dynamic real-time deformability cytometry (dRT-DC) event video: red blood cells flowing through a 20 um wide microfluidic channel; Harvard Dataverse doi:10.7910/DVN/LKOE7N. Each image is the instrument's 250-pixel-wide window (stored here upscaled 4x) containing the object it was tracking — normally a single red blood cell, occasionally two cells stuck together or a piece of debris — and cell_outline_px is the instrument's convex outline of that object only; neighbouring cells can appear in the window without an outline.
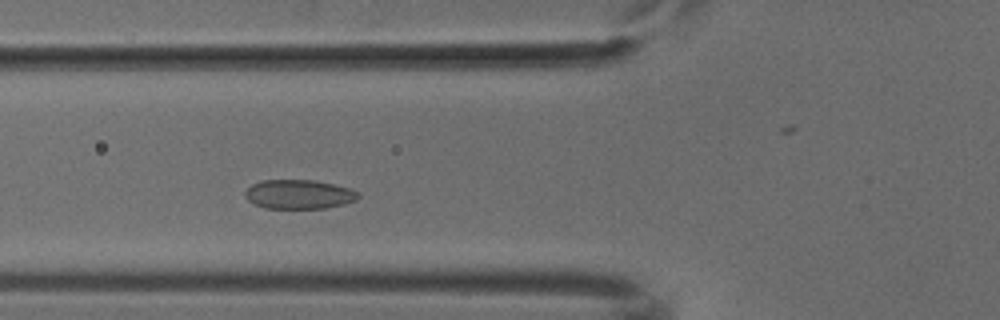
{"species": "common noctule bat (a hibernating species)", "species_latin": "Nyctalus noctula", "temperature_condition": "cold", "stored_images_in_passage": 45, "camera_frame_rate_fps": 3000, "um_per_image_px": 0.085, "animal": {"sex": "male", "body_mass_g": 18.8}, "frame": {"image": 1, "passage_image": 11, "time_ms": 3.333, "image_size_px": [1000, 320], "cell_outline_px": [[360, 196], [356, 200], [344, 204], [324, 208], [264, 208], [248, 200], [244, 196], [244, 192], [252, 184], [260, 180], [316, 180], [348, 188], [360, 192]], "centroid_in_image_um": [25.4, 16.51], "position_along_channel_um": 100.4, "area_um2": 19.25}}
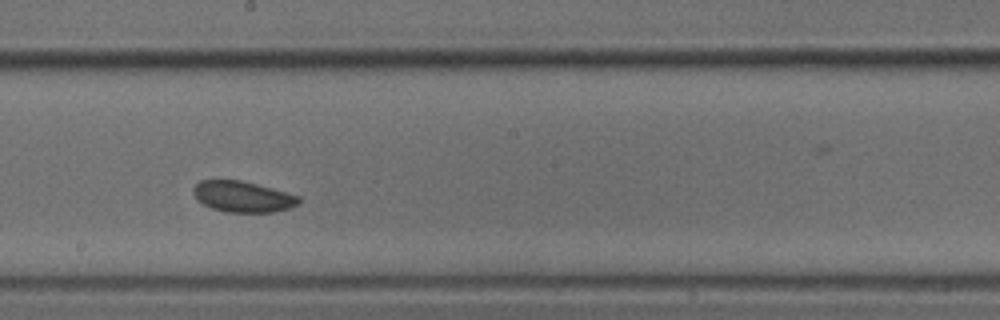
{"frame": {"image": 2, "passage_image": 21, "time_ms": 6.667, "image_size_px": [1000, 320], "cell_outline_px": [[300, 200], [296, 204], [288, 208], [272, 212], [224, 212], [212, 208], [196, 200], [192, 192], [192, 188], [200, 180], [240, 180], [256, 184], [300, 196]], "centroid_in_image_um": [20.57, 16.71], "position_along_channel_um": 227.6, "area_um2": 18.9}}
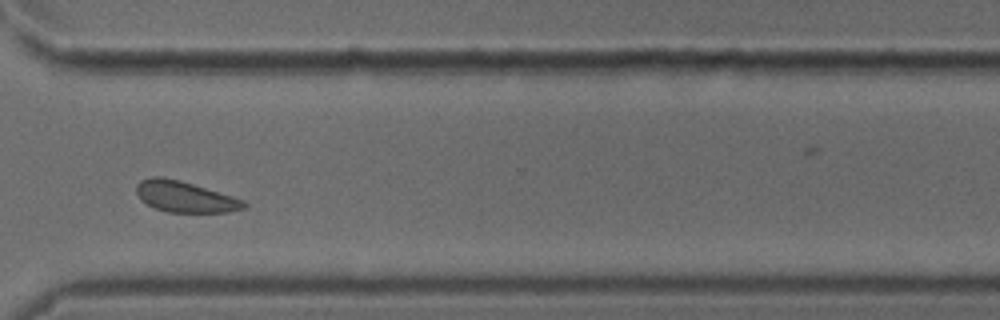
{"frame": {"image": 3, "passage_image": 31, "time_ms": 10.0, "image_size_px": [1000, 320], "cell_outline_px": [[248, 204], [244, 208], [228, 212], [168, 212], [156, 208], [140, 200], [136, 192], [136, 184], [140, 180], [152, 176], [160, 176], [180, 180], [232, 196], [244, 200]], "centroid_in_image_um": [15.69, 16.71], "position_along_channel_um": 354.9, "area_um2": 19.36}}